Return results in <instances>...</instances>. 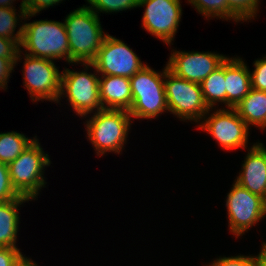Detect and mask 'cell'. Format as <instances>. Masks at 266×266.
<instances>
[{
	"mask_svg": "<svg viewBox=\"0 0 266 266\" xmlns=\"http://www.w3.org/2000/svg\"><path fill=\"white\" fill-rule=\"evenodd\" d=\"M34 16L25 14L21 52L53 61L62 59L70 65L69 39L64 22L47 19L27 22Z\"/></svg>",
	"mask_w": 266,
	"mask_h": 266,
	"instance_id": "cell-1",
	"label": "cell"
},
{
	"mask_svg": "<svg viewBox=\"0 0 266 266\" xmlns=\"http://www.w3.org/2000/svg\"><path fill=\"white\" fill-rule=\"evenodd\" d=\"M92 114L82 119L86 118L83 123L87 141L94 147L96 156L103 157L111 152L121 154L134 123L129 112L122 109H101Z\"/></svg>",
	"mask_w": 266,
	"mask_h": 266,
	"instance_id": "cell-2",
	"label": "cell"
},
{
	"mask_svg": "<svg viewBox=\"0 0 266 266\" xmlns=\"http://www.w3.org/2000/svg\"><path fill=\"white\" fill-rule=\"evenodd\" d=\"M64 24L69 39L70 64L91 63L107 35L100 17L86 4L67 14Z\"/></svg>",
	"mask_w": 266,
	"mask_h": 266,
	"instance_id": "cell-3",
	"label": "cell"
},
{
	"mask_svg": "<svg viewBox=\"0 0 266 266\" xmlns=\"http://www.w3.org/2000/svg\"><path fill=\"white\" fill-rule=\"evenodd\" d=\"M167 69V64L160 72L147 64L130 78L132 106L128 112L132 120H152L169 112L164 86Z\"/></svg>",
	"mask_w": 266,
	"mask_h": 266,
	"instance_id": "cell-4",
	"label": "cell"
},
{
	"mask_svg": "<svg viewBox=\"0 0 266 266\" xmlns=\"http://www.w3.org/2000/svg\"><path fill=\"white\" fill-rule=\"evenodd\" d=\"M82 71L64 68L61 73L60 95L57 103L66 98L68 106L80 118L103 109L99 92V74L91 63H80ZM92 72H88L89 70ZM70 103V104H69Z\"/></svg>",
	"mask_w": 266,
	"mask_h": 266,
	"instance_id": "cell-5",
	"label": "cell"
},
{
	"mask_svg": "<svg viewBox=\"0 0 266 266\" xmlns=\"http://www.w3.org/2000/svg\"><path fill=\"white\" fill-rule=\"evenodd\" d=\"M45 152L37 138L8 165L14 189L32 201L38 200L42 188H46L44 173L52 163Z\"/></svg>",
	"mask_w": 266,
	"mask_h": 266,
	"instance_id": "cell-6",
	"label": "cell"
},
{
	"mask_svg": "<svg viewBox=\"0 0 266 266\" xmlns=\"http://www.w3.org/2000/svg\"><path fill=\"white\" fill-rule=\"evenodd\" d=\"M164 86L169 113L180 121H191L198 125L209 111L203 98L201 85L178 77L167 69Z\"/></svg>",
	"mask_w": 266,
	"mask_h": 266,
	"instance_id": "cell-7",
	"label": "cell"
},
{
	"mask_svg": "<svg viewBox=\"0 0 266 266\" xmlns=\"http://www.w3.org/2000/svg\"><path fill=\"white\" fill-rule=\"evenodd\" d=\"M22 59L25 60L21 70L24 79L23 86L27 89L32 102L50 101L57 104L62 72L59 71L56 62L29 56L20 50L15 61V67Z\"/></svg>",
	"mask_w": 266,
	"mask_h": 266,
	"instance_id": "cell-8",
	"label": "cell"
},
{
	"mask_svg": "<svg viewBox=\"0 0 266 266\" xmlns=\"http://www.w3.org/2000/svg\"><path fill=\"white\" fill-rule=\"evenodd\" d=\"M196 127L210 134L224 151L246 150L249 146L250 128L234 108H210Z\"/></svg>",
	"mask_w": 266,
	"mask_h": 266,
	"instance_id": "cell-9",
	"label": "cell"
},
{
	"mask_svg": "<svg viewBox=\"0 0 266 266\" xmlns=\"http://www.w3.org/2000/svg\"><path fill=\"white\" fill-rule=\"evenodd\" d=\"M225 202L228 230L237 239L266 217V200L235 181Z\"/></svg>",
	"mask_w": 266,
	"mask_h": 266,
	"instance_id": "cell-10",
	"label": "cell"
},
{
	"mask_svg": "<svg viewBox=\"0 0 266 266\" xmlns=\"http://www.w3.org/2000/svg\"><path fill=\"white\" fill-rule=\"evenodd\" d=\"M181 0H139L138 7H145L142 29L164 44L173 45L182 17Z\"/></svg>",
	"mask_w": 266,
	"mask_h": 266,
	"instance_id": "cell-11",
	"label": "cell"
},
{
	"mask_svg": "<svg viewBox=\"0 0 266 266\" xmlns=\"http://www.w3.org/2000/svg\"><path fill=\"white\" fill-rule=\"evenodd\" d=\"M91 64L100 76L114 75L127 78H131L147 65L127 43L110 34L104 38Z\"/></svg>",
	"mask_w": 266,
	"mask_h": 266,
	"instance_id": "cell-12",
	"label": "cell"
},
{
	"mask_svg": "<svg viewBox=\"0 0 266 266\" xmlns=\"http://www.w3.org/2000/svg\"><path fill=\"white\" fill-rule=\"evenodd\" d=\"M228 56L212 51H181L172 49L167 61L168 69L178 77L201 83L215 71Z\"/></svg>",
	"mask_w": 266,
	"mask_h": 266,
	"instance_id": "cell-13",
	"label": "cell"
},
{
	"mask_svg": "<svg viewBox=\"0 0 266 266\" xmlns=\"http://www.w3.org/2000/svg\"><path fill=\"white\" fill-rule=\"evenodd\" d=\"M252 144L234 181L266 200V146L260 141Z\"/></svg>",
	"mask_w": 266,
	"mask_h": 266,
	"instance_id": "cell-14",
	"label": "cell"
},
{
	"mask_svg": "<svg viewBox=\"0 0 266 266\" xmlns=\"http://www.w3.org/2000/svg\"><path fill=\"white\" fill-rule=\"evenodd\" d=\"M226 108H234L250 91V69L241 57L225 60Z\"/></svg>",
	"mask_w": 266,
	"mask_h": 266,
	"instance_id": "cell-15",
	"label": "cell"
},
{
	"mask_svg": "<svg viewBox=\"0 0 266 266\" xmlns=\"http://www.w3.org/2000/svg\"><path fill=\"white\" fill-rule=\"evenodd\" d=\"M99 92L103 109L129 111L132 106L130 78L114 75L99 76Z\"/></svg>",
	"mask_w": 266,
	"mask_h": 266,
	"instance_id": "cell-16",
	"label": "cell"
},
{
	"mask_svg": "<svg viewBox=\"0 0 266 266\" xmlns=\"http://www.w3.org/2000/svg\"><path fill=\"white\" fill-rule=\"evenodd\" d=\"M29 201L32 200L21 196L14 200L0 202V247L18 248L16 244L20 226L19 210Z\"/></svg>",
	"mask_w": 266,
	"mask_h": 266,
	"instance_id": "cell-17",
	"label": "cell"
},
{
	"mask_svg": "<svg viewBox=\"0 0 266 266\" xmlns=\"http://www.w3.org/2000/svg\"><path fill=\"white\" fill-rule=\"evenodd\" d=\"M247 124L257 130H266V92L251 88L249 93L234 107Z\"/></svg>",
	"mask_w": 266,
	"mask_h": 266,
	"instance_id": "cell-18",
	"label": "cell"
},
{
	"mask_svg": "<svg viewBox=\"0 0 266 266\" xmlns=\"http://www.w3.org/2000/svg\"><path fill=\"white\" fill-rule=\"evenodd\" d=\"M200 85L204 101L209 109L218 108L219 104H224L223 106L226 108L225 61L211 72Z\"/></svg>",
	"mask_w": 266,
	"mask_h": 266,
	"instance_id": "cell-19",
	"label": "cell"
},
{
	"mask_svg": "<svg viewBox=\"0 0 266 266\" xmlns=\"http://www.w3.org/2000/svg\"><path fill=\"white\" fill-rule=\"evenodd\" d=\"M37 136L29 138L17 131L0 133V162L9 165L28 146H30Z\"/></svg>",
	"mask_w": 266,
	"mask_h": 266,
	"instance_id": "cell-20",
	"label": "cell"
},
{
	"mask_svg": "<svg viewBox=\"0 0 266 266\" xmlns=\"http://www.w3.org/2000/svg\"><path fill=\"white\" fill-rule=\"evenodd\" d=\"M25 14L23 2L20 3L18 12L16 8H0V36L16 40L21 44Z\"/></svg>",
	"mask_w": 266,
	"mask_h": 266,
	"instance_id": "cell-21",
	"label": "cell"
},
{
	"mask_svg": "<svg viewBox=\"0 0 266 266\" xmlns=\"http://www.w3.org/2000/svg\"><path fill=\"white\" fill-rule=\"evenodd\" d=\"M198 14L206 20L212 18L222 19L223 21H234L237 23H244L226 4V0H187ZM211 17V18H210Z\"/></svg>",
	"mask_w": 266,
	"mask_h": 266,
	"instance_id": "cell-22",
	"label": "cell"
},
{
	"mask_svg": "<svg viewBox=\"0 0 266 266\" xmlns=\"http://www.w3.org/2000/svg\"><path fill=\"white\" fill-rule=\"evenodd\" d=\"M87 7L92 9L98 16L101 13H117L120 11L138 8L139 0H86Z\"/></svg>",
	"mask_w": 266,
	"mask_h": 266,
	"instance_id": "cell-23",
	"label": "cell"
},
{
	"mask_svg": "<svg viewBox=\"0 0 266 266\" xmlns=\"http://www.w3.org/2000/svg\"><path fill=\"white\" fill-rule=\"evenodd\" d=\"M260 1L261 0H226V4L243 22H251L260 12Z\"/></svg>",
	"mask_w": 266,
	"mask_h": 266,
	"instance_id": "cell-24",
	"label": "cell"
},
{
	"mask_svg": "<svg viewBox=\"0 0 266 266\" xmlns=\"http://www.w3.org/2000/svg\"><path fill=\"white\" fill-rule=\"evenodd\" d=\"M252 255L219 256L205 266H258L261 261L259 254Z\"/></svg>",
	"mask_w": 266,
	"mask_h": 266,
	"instance_id": "cell-25",
	"label": "cell"
},
{
	"mask_svg": "<svg viewBox=\"0 0 266 266\" xmlns=\"http://www.w3.org/2000/svg\"><path fill=\"white\" fill-rule=\"evenodd\" d=\"M21 195L14 189L7 164L0 162V202L14 200Z\"/></svg>",
	"mask_w": 266,
	"mask_h": 266,
	"instance_id": "cell-26",
	"label": "cell"
},
{
	"mask_svg": "<svg viewBox=\"0 0 266 266\" xmlns=\"http://www.w3.org/2000/svg\"><path fill=\"white\" fill-rule=\"evenodd\" d=\"M254 70L250 71L251 88L266 92V55L253 62Z\"/></svg>",
	"mask_w": 266,
	"mask_h": 266,
	"instance_id": "cell-27",
	"label": "cell"
},
{
	"mask_svg": "<svg viewBox=\"0 0 266 266\" xmlns=\"http://www.w3.org/2000/svg\"><path fill=\"white\" fill-rule=\"evenodd\" d=\"M63 0H23L25 12L35 16L42 10L59 5ZM65 1V0H64Z\"/></svg>",
	"mask_w": 266,
	"mask_h": 266,
	"instance_id": "cell-28",
	"label": "cell"
},
{
	"mask_svg": "<svg viewBox=\"0 0 266 266\" xmlns=\"http://www.w3.org/2000/svg\"><path fill=\"white\" fill-rule=\"evenodd\" d=\"M17 58H3L0 57V90L8 88L9 78L14 72L15 61Z\"/></svg>",
	"mask_w": 266,
	"mask_h": 266,
	"instance_id": "cell-29",
	"label": "cell"
},
{
	"mask_svg": "<svg viewBox=\"0 0 266 266\" xmlns=\"http://www.w3.org/2000/svg\"><path fill=\"white\" fill-rule=\"evenodd\" d=\"M23 256L20 248L0 247V266H15Z\"/></svg>",
	"mask_w": 266,
	"mask_h": 266,
	"instance_id": "cell-30",
	"label": "cell"
},
{
	"mask_svg": "<svg viewBox=\"0 0 266 266\" xmlns=\"http://www.w3.org/2000/svg\"><path fill=\"white\" fill-rule=\"evenodd\" d=\"M20 44L16 40L0 36V57L17 58Z\"/></svg>",
	"mask_w": 266,
	"mask_h": 266,
	"instance_id": "cell-31",
	"label": "cell"
},
{
	"mask_svg": "<svg viewBox=\"0 0 266 266\" xmlns=\"http://www.w3.org/2000/svg\"><path fill=\"white\" fill-rule=\"evenodd\" d=\"M15 266H39L37 262L33 261L32 258L23 256Z\"/></svg>",
	"mask_w": 266,
	"mask_h": 266,
	"instance_id": "cell-32",
	"label": "cell"
},
{
	"mask_svg": "<svg viewBox=\"0 0 266 266\" xmlns=\"http://www.w3.org/2000/svg\"><path fill=\"white\" fill-rule=\"evenodd\" d=\"M15 2L16 0H0V8H3V7L16 8L15 6H13ZM21 2H23V0H21Z\"/></svg>",
	"mask_w": 266,
	"mask_h": 266,
	"instance_id": "cell-33",
	"label": "cell"
},
{
	"mask_svg": "<svg viewBox=\"0 0 266 266\" xmlns=\"http://www.w3.org/2000/svg\"><path fill=\"white\" fill-rule=\"evenodd\" d=\"M260 250H259V256H260V259L264 262H266V241H262V244L260 246Z\"/></svg>",
	"mask_w": 266,
	"mask_h": 266,
	"instance_id": "cell-34",
	"label": "cell"
},
{
	"mask_svg": "<svg viewBox=\"0 0 266 266\" xmlns=\"http://www.w3.org/2000/svg\"><path fill=\"white\" fill-rule=\"evenodd\" d=\"M258 266H266V262H264V261L261 260V261L259 262Z\"/></svg>",
	"mask_w": 266,
	"mask_h": 266,
	"instance_id": "cell-35",
	"label": "cell"
}]
</instances>
